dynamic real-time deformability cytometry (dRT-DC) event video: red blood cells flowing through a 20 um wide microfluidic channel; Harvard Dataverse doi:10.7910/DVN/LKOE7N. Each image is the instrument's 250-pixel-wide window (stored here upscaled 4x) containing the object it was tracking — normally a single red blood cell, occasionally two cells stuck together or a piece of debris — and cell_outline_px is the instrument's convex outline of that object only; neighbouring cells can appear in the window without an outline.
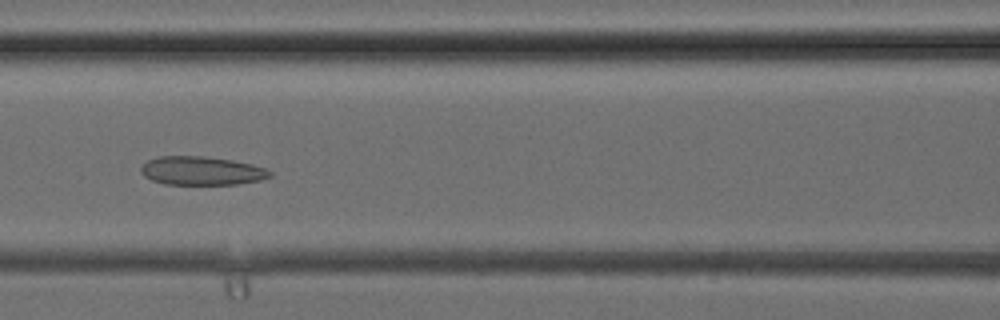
{"species": "common noctule bat (a hibernating species)", "species_latin": "Nyctalus noctula", "temperature_condition": "cold", "stored_images_in_passage": 31, "camera_frame_rate_fps": 3000, "um_per_image_px": 0.085, "animal": {"sex": "female", "body_mass_g": 24.6, "forearm_length_mm": 56.2}, "frame": {"image": 1, "passage_image": 12, "time_ms": 3.667, "image_size_px": [1000, 320], "cell_outline_px": [[272, 176], [260, 180], [236, 184], [164, 184], [152, 180], [144, 176], [140, 172], [140, 168], [148, 160], [160, 156], [204, 156], [232, 160], [252, 164], [264, 168], [272, 172]], "centroid_in_image_um": [17.13, 14.51], "position_along_channel_um": 149.5, "area_um2": 21.44}}
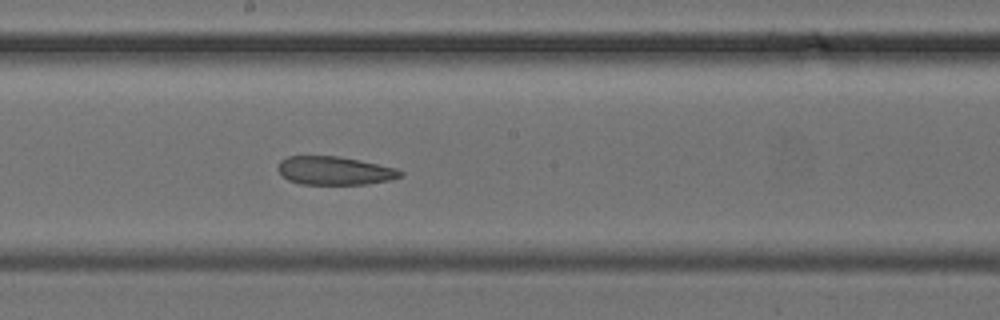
{"frame": {"image": 2, "passage_image": 16, "time_ms": 5.0, "image_size_px": [1000, 320], "cell_outline_px": [[404, 176], [392, 180], [368, 184], [300, 184], [288, 180], [276, 168], [280, 160], [288, 156], [340, 156], [396, 168], [404, 172]], "centroid_in_image_um": [28.46, 14.51], "position_along_channel_um": 219.7, "area_um2": 20.4}}
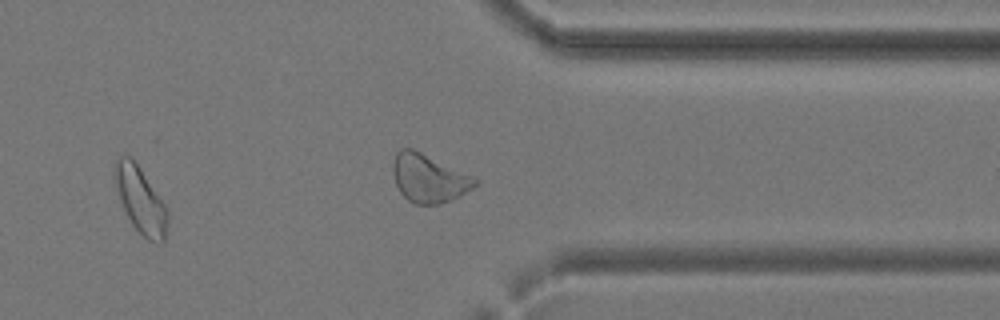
{"frame": {"image": 3, "passage_image": 25, "time_ms": 8.0, "image_size_px": [1000, 320], "cell_outline_px": [[168, 220], [164, 244], [160, 244], [148, 240], [132, 224], [120, 200], [116, 188], [116, 160], [120, 156], [128, 156], [140, 168], [168, 208]], "centroid_in_image_um": [12.0, 17.07], "position_along_channel_um": 399.4, "area_um2": 19.88}}